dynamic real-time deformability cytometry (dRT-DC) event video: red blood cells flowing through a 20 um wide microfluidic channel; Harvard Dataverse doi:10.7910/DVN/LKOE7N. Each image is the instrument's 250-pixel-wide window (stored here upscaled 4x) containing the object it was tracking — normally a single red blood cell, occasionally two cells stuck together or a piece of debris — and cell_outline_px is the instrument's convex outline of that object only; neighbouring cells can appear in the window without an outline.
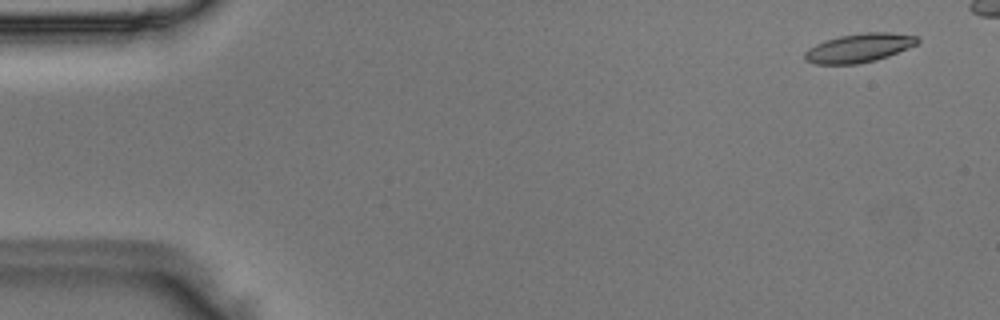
{"species": "Egyptian fruit bat (a non-hibernating species)", "species_latin": "Rousettus aegyptiacus", "temperature_condition": "room temperature", "stored_images_in_passage": 5, "camera_frame_rate_fps": 3000, "um_per_image_px": 0.085, "animal": {"sex": "male"}, "frame": {"image": 1, "passage_image": 1, "time_ms": 0.0, "image_size_px": [1000, 320], "cell_outline_px": [[920, 40], [916, 44], [908, 48], [888, 56], [876, 60], [856, 64], [816, 64], [804, 60], [804, 52], [808, 48], [824, 40], [840, 36], [860, 32], [892, 32], [916, 36]], "centroid_in_image_um": [73.0, 4.07], "position_along_channel_um": 12.0, "area_um2": 19.02}}